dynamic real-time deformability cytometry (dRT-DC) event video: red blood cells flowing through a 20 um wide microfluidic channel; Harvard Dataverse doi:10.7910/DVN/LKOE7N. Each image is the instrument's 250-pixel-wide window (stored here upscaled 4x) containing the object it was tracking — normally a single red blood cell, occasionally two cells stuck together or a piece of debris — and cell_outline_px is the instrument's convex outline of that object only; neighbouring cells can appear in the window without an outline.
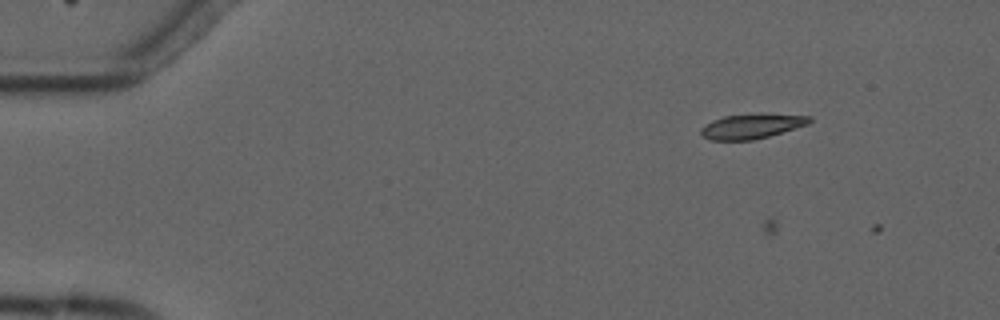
{"species": "common noctule bat (a hibernating species)", "species_latin": "Nyctalus noctula", "temperature_condition": "cold", "stored_images_in_passage": 2, "camera_frame_rate_fps": 3000, "um_per_image_px": 0.085, "animal": {"sex": "male", "forearm_length_mm": 52.5}, "frame": {"image": 1, "passage_image": 1, "time_ms": 0.0, "image_size_px": [1000, 320], "cell_outline_px": [[812, 120], [808, 124], [768, 136], [752, 140], [712, 140], [704, 136], [700, 132], [700, 128], [704, 124], [712, 120], [724, 116], [760, 112], [812, 116]], "centroid_in_image_um": [63.9, 10.69], "position_along_channel_um": 21.1, "area_um2": 15.95}}